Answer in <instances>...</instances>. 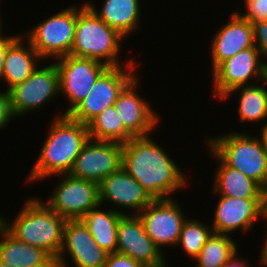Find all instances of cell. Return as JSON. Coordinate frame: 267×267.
I'll return each mask as SVG.
<instances>
[{"instance_id":"obj_3","label":"cell","mask_w":267,"mask_h":267,"mask_svg":"<svg viewBox=\"0 0 267 267\" xmlns=\"http://www.w3.org/2000/svg\"><path fill=\"white\" fill-rule=\"evenodd\" d=\"M41 200L40 197H29L14 219L1 215V225L17 240L44 249L57 260L67 219Z\"/></svg>"},{"instance_id":"obj_19","label":"cell","mask_w":267,"mask_h":267,"mask_svg":"<svg viewBox=\"0 0 267 267\" xmlns=\"http://www.w3.org/2000/svg\"><path fill=\"white\" fill-rule=\"evenodd\" d=\"M231 13L229 21L216 30L210 42L211 73L239 51L255 47L252 23L241 18L235 11Z\"/></svg>"},{"instance_id":"obj_2","label":"cell","mask_w":267,"mask_h":267,"mask_svg":"<svg viewBox=\"0 0 267 267\" xmlns=\"http://www.w3.org/2000/svg\"><path fill=\"white\" fill-rule=\"evenodd\" d=\"M56 114L48 126L40 153L27 176L25 183H39L51 177L69 174L85 143L90 139L88 126L71 119L68 115ZM48 178V179H47ZM45 179V180H44Z\"/></svg>"},{"instance_id":"obj_37","label":"cell","mask_w":267,"mask_h":267,"mask_svg":"<svg viewBox=\"0 0 267 267\" xmlns=\"http://www.w3.org/2000/svg\"><path fill=\"white\" fill-rule=\"evenodd\" d=\"M260 127V130H258L260 133L259 136L257 135V138L259 139L263 148L267 151V120L263 123V125L261 124Z\"/></svg>"},{"instance_id":"obj_24","label":"cell","mask_w":267,"mask_h":267,"mask_svg":"<svg viewBox=\"0 0 267 267\" xmlns=\"http://www.w3.org/2000/svg\"><path fill=\"white\" fill-rule=\"evenodd\" d=\"M260 83L261 85L255 83L236 87L222 99L225 102L230 99V96L240 94L236 110L238 121L242 123V126L248 122L251 124L262 122L263 124L267 120V79Z\"/></svg>"},{"instance_id":"obj_21","label":"cell","mask_w":267,"mask_h":267,"mask_svg":"<svg viewBox=\"0 0 267 267\" xmlns=\"http://www.w3.org/2000/svg\"><path fill=\"white\" fill-rule=\"evenodd\" d=\"M100 10L92 1L85 4L107 25L115 29L125 39L138 31L142 20L140 0H102ZM95 5V6H94Z\"/></svg>"},{"instance_id":"obj_22","label":"cell","mask_w":267,"mask_h":267,"mask_svg":"<svg viewBox=\"0 0 267 267\" xmlns=\"http://www.w3.org/2000/svg\"><path fill=\"white\" fill-rule=\"evenodd\" d=\"M208 150L209 158L212 157L219 163L218 167L215 166L213 185H211L218 195L240 199L260 198L261 186L257 182L239 170L227 166L209 147Z\"/></svg>"},{"instance_id":"obj_7","label":"cell","mask_w":267,"mask_h":267,"mask_svg":"<svg viewBox=\"0 0 267 267\" xmlns=\"http://www.w3.org/2000/svg\"><path fill=\"white\" fill-rule=\"evenodd\" d=\"M47 63L40 64V67L24 82L12 87L7 92L15 119L33 111L38 112L42 110V107L44 108V105L59 98L58 69L54 61H51V64Z\"/></svg>"},{"instance_id":"obj_34","label":"cell","mask_w":267,"mask_h":267,"mask_svg":"<svg viewBox=\"0 0 267 267\" xmlns=\"http://www.w3.org/2000/svg\"><path fill=\"white\" fill-rule=\"evenodd\" d=\"M2 16L3 15H0V47H9L22 34V31L20 34L17 33V35L14 34L13 36L5 34L4 31H2L4 29V27H2L4 26Z\"/></svg>"},{"instance_id":"obj_31","label":"cell","mask_w":267,"mask_h":267,"mask_svg":"<svg viewBox=\"0 0 267 267\" xmlns=\"http://www.w3.org/2000/svg\"><path fill=\"white\" fill-rule=\"evenodd\" d=\"M13 118L15 117L11 110L8 94L0 89V130H5L9 123L13 121Z\"/></svg>"},{"instance_id":"obj_35","label":"cell","mask_w":267,"mask_h":267,"mask_svg":"<svg viewBox=\"0 0 267 267\" xmlns=\"http://www.w3.org/2000/svg\"><path fill=\"white\" fill-rule=\"evenodd\" d=\"M260 204L261 218L265 222L267 220V183L261 187Z\"/></svg>"},{"instance_id":"obj_6","label":"cell","mask_w":267,"mask_h":267,"mask_svg":"<svg viewBox=\"0 0 267 267\" xmlns=\"http://www.w3.org/2000/svg\"><path fill=\"white\" fill-rule=\"evenodd\" d=\"M77 22V4L56 12L22 35L45 60L68 56L71 52Z\"/></svg>"},{"instance_id":"obj_1","label":"cell","mask_w":267,"mask_h":267,"mask_svg":"<svg viewBox=\"0 0 267 267\" xmlns=\"http://www.w3.org/2000/svg\"><path fill=\"white\" fill-rule=\"evenodd\" d=\"M157 144L151 134L133 137L123 144L122 168L155 199L174 198L189 180L176 160Z\"/></svg>"},{"instance_id":"obj_39","label":"cell","mask_w":267,"mask_h":267,"mask_svg":"<svg viewBox=\"0 0 267 267\" xmlns=\"http://www.w3.org/2000/svg\"><path fill=\"white\" fill-rule=\"evenodd\" d=\"M0 267H14L0 260Z\"/></svg>"},{"instance_id":"obj_13","label":"cell","mask_w":267,"mask_h":267,"mask_svg":"<svg viewBox=\"0 0 267 267\" xmlns=\"http://www.w3.org/2000/svg\"><path fill=\"white\" fill-rule=\"evenodd\" d=\"M123 144L89 139L69 172L73 177L99 184L122 167Z\"/></svg>"},{"instance_id":"obj_33","label":"cell","mask_w":267,"mask_h":267,"mask_svg":"<svg viewBox=\"0 0 267 267\" xmlns=\"http://www.w3.org/2000/svg\"><path fill=\"white\" fill-rule=\"evenodd\" d=\"M238 252L239 249L234 252V254L229 258V260L224 264L223 267H251L252 265H249V259H243V257H240V255H238Z\"/></svg>"},{"instance_id":"obj_25","label":"cell","mask_w":267,"mask_h":267,"mask_svg":"<svg viewBox=\"0 0 267 267\" xmlns=\"http://www.w3.org/2000/svg\"><path fill=\"white\" fill-rule=\"evenodd\" d=\"M102 205L91 209L82 218V222L89 229L90 234L97 244L107 253L117 252V227L123 214L112 210H106ZM102 209V210H101Z\"/></svg>"},{"instance_id":"obj_9","label":"cell","mask_w":267,"mask_h":267,"mask_svg":"<svg viewBox=\"0 0 267 267\" xmlns=\"http://www.w3.org/2000/svg\"><path fill=\"white\" fill-rule=\"evenodd\" d=\"M136 67L138 68L136 65L108 67L87 96L67 115L87 125L104 109L114 105L121 90L138 74Z\"/></svg>"},{"instance_id":"obj_12","label":"cell","mask_w":267,"mask_h":267,"mask_svg":"<svg viewBox=\"0 0 267 267\" xmlns=\"http://www.w3.org/2000/svg\"><path fill=\"white\" fill-rule=\"evenodd\" d=\"M175 199H155L138 214L146 233L162 253L164 248L177 245L187 220L181 204Z\"/></svg>"},{"instance_id":"obj_5","label":"cell","mask_w":267,"mask_h":267,"mask_svg":"<svg viewBox=\"0 0 267 267\" xmlns=\"http://www.w3.org/2000/svg\"><path fill=\"white\" fill-rule=\"evenodd\" d=\"M246 131V132H245ZM220 132L205 140L208 146L227 166L239 170L261 187L267 183V151L256 135L247 130Z\"/></svg>"},{"instance_id":"obj_11","label":"cell","mask_w":267,"mask_h":267,"mask_svg":"<svg viewBox=\"0 0 267 267\" xmlns=\"http://www.w3.org/2000/svg\"><path fill=\"white\" fill-rule=\"evenodd\" d=\"M54 62L59 73L60 95L69 102L61 113L67 115L87 96L108 66L94 59L72 55L60 57Z\"/></svg>"},{"instance_id":"obj_36","label":"cell","mask_w":267,"mask_h":267,"mask_svg":"<svg viewBox=\"0 0 267 267\" xmlns=\"http://www.w3.org/2000/svg\"><path fill=\"white\" fill-rule=\"evenodd\" d=\"M267 224V220L265 222ZM267 230V226H265ZM266 232V236H263V238L265 237V242H264V245L261 246L262 248L260 249L261 251L259 252V263L258 264H261L262 267H267V231Z\"/></svg>"},{"instance_id":"obj_27","label":"cell","mask_w":267,"mask_h":267,"mask_svg":"<svg viewBox=\"0 0 267 267\" xmlns=\"http://www.w3.org/2000/svg\"><path fill=\"white\" fill-rule=\"evenodd\" d=\"M236 240L228 234L212 233L194 260V267H221L238 250Z\"/></svg>"},{"instance_id":"obj_8","label":"cell","mask_w":267,"mask_h":267,"mask_svg":"<svg viewBox=\"0 0 267 267\" xmlns=\"http://www.w3.org/2000/svg\"><path fill=\"white\" fill-rule=\"evenodd\" d=\"M265 79L267 65L261 53L256 47L248 48L226 59L212 72V95L221 102L232 89Z\"/></svg>"},{"instance_id":"obj_14","label":"cell","mask_w":267,"mask_h":267,"mask_svg":"<svg viewBox=\"0 0 267 267\" xmlns=\"http://www.w3.org/2000/svg\"><path fill=\"white\" fill-rule=\"evenodd\" d=\"M138 76L139 74L121 90L114 103L124 127L134 137L148 136L156 132L158 124L162 121L159 111H155L148 99L138 94L141 83Z\"/></svg>"},{"instance_id":"obj_29","label":"cell","mask_w":267,"mask_h":267,"mask_svg":"<svg viewBox=\"0 0 267 267\" xmlns=\"http://www.w3.org/2000/svg\"><path fill=\"white\" fill-rule=\"evenodd\" d=\"M246 11L241 13V11L235 10V12L243 19L249 20L251 23L267 20V0H243Z\"/></svg>"},{"instance_id":"obj_10","label":"cell","mask_w":267,"mask_h":267,"mask_svg":"<svg viewBox=\"0 0 267 267\" xmlns=\"http://www.w3.org/2000/svg\"><path fill=\"white\" fill-rule=\"evenodd\" d=\"M59 181L47 200H42L51 210L67 220L81 219L91 209L100 205L99 184L76 178L70 174L58 175Z\"/></svg>"},{"instance_id":"obj_26","label":"cell","mask_w":267,"mask_h":267,"mask_svg":"<svg viewBox=\"0 0 267 267\" xmlns=\"http://www.w3.org/2000/svg\"><path fill=\"white\" fill-rule=\"evenodd\" d=\"M89 138L124 144L134 136L124 127L114 105L107 107L88 124Z\"/></svg>"},{"instance_id":"obj_32","label":"cell","mask_w":267,"mask_h":267,"mask_svg":"<svg viewBox=\"0 0 267 267\" xmlns=\"http://www.w3.org/2000/svg\"><path fill=\"white\" fill-rule=\"evenodd\" d=\"M102 267H143V266L130 256H126L116 252L108 254L106 262L103 264Z\"/></svg>"},{"instance_id":"obj_40","label":"cell","mask_w":267,"mask_h":267,"mask_svg":"<svg viewBox=\"0 0 267 267\" xmlns=\"http://www.w3.org/2000/svg\"><path fill=\"white\" fill-rule=\"evenodd\" d=\"M167 265H168V262H166L163 266H160V267H168Z\"/></svg>"},{"instance_id":"obj_28","label":"cell","mask_w":267,"mask_h":267,"mask_svg":"<svg viewBox=\"0 0 267 267\" xmlns=\"http://www.w3.org/2000/svg\"><path fill=\"white\" fill-rule=\"evenodd\" d=\"M202 220L188 218L183 226L175 249L180 246L190 260H195L207 239L213 233L211 225Z\"/></svg>"},{"instance_id":"obj_17","label":"cell","mask_w":267,"mask_h":267,"mask_svg":"<svg viewBox=\"0 0 267 267\" xmlns=\"http://www.w3.org/2000/svg\"><path fill=\"white\" fill-rule=\"evenodd\" d=\"M117 253L130 256L143 267H160L166 254L153 243L138 215H123L117 227Z\"/></svg>"},{"instance_id":"obj_23","label":"cell","mask_w":267,"mask_h":267,"mask_svg":"<svg viewBox=\"0 0 267 267\" xmlns=\"http://www.w3.org/2000/svg\"><path fill=\"white\" fill-rule=\"evenodd\" d=\"M0 260L14 267H57L48 252L17 240L1 224Z\"/></svg>"},{"instance_id":"obj_38","label":"cell","mask_w":267,"mask_h":267,"mask_svg":"<svg viewBox=\"0 0 267 267\" xmlns=\"http://www.w3.org/2000/svg\"><path fill=\"white\" fill-rule=\"evenodd\" d=\"M8 47H0V81H2L3 69H4V61L7 53ZM1 83V82H0Z\"/></svg>"},{"instance_id":"obj_18","label":"cell","mask_w":267,"mask_h":267,"mask_svg":"<svg viewBox=\"0 0 267 267\" xmlns=\"http://www.w3.org/2000/svg\"><path fill=\"white\" fill-rule=\"evenodd\" d=\"M212 191L219 198L211 221L214 233L233 236L236 231H242L241 234H246L262 220L260 198H233Z\"/></svg>"},{"instance_id":"obj_30","label":"cell","mask_w":267,"mask_h":267,"mask_svg":"<svg viewBox=\"0 0 267 267\" xmlns=\"http://www.w3.org/2000/svg\"><path fill=\"white\" fill-rule=\"evenodd\" d=\"M255 47L267 65V20L252 23Z\"/></svg>"},{"instance_id":"obj_15","label":"cell","mask_w":267,"mask_h":267,"mask_svg":"<svg viewBox=\"0 0 267 267\" xmlns=\"http://www.w3.org/2000/svg\"><path fill=\"white\" fill-rule=\"evenodd\" d=\"M99 198L100 205L106 207L109 202L112 210L123 215H138L153 201L141 184L122 167L99 183Z\"/></svg>"},{"instance_id":"obj_4","label":"cell","mask_w":267,"mask_h":267,"mask_svg":"<svg viewBox=\"0 0 267 267\" xmlns=\"http://www.w3.org/2000/svg\"><path fill=\"white\" fill-rule=\"evenodd\" d=\"M124 40L126 39L102 21L85 3L79 4V7L77 4V22L69 55L94 59L108 67L138 64L132 59L121 64L122 58L119 55Z\"/></svg>"},{"instance_id":"obj_16","label":"cell","mask_w":267,"mask_h":267,"mask_svg":"<svg viewBox=\"0 0 267 267\" xmlns=\"http://www.w3.org/2000/svg\"><path fill=\"white\" fill-rule=\"evenodd\" d=\"M108 254L93 239L81 219L67 220L56 266L68 267L70 262L75 267H102ZM66 257H70L71 261Z\"/></svg>"},{"instance_id":"obj_20","label":"cell","mask_w":267,"mask_h":267,"mask_svg":"<svg viewBox=\"0 0 267 267\" xmlns=\"http://www.w3.org/2000/svg\"><path fill=\"white\" fill-rule=\"evenodd\" d=\"M41 63H45L44 59L21 34L7 48L1 81L6 85L3 91L7 93L12 87L24 82Z\"/></svg>"}]
</instances>
